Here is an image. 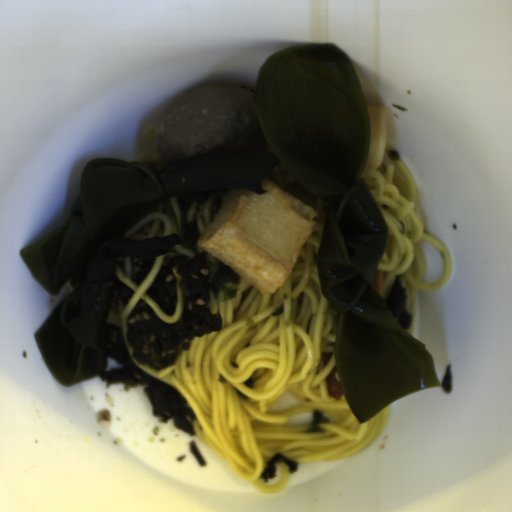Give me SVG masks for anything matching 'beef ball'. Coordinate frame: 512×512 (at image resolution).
Wrapping results in <instances>:
<instances>
[{
  "label": "beef ball",
  "instance_id": "1",
  "mask_svg": "<svg viewBox=\"0 0 512 512\" xmlns=\"http://www.w3.org/2000/svg\"><path fill=\"white\" fill-rule=\"evenodd\" d=\"M254 93L209 83L184 95L158 119L155 147L161 163L224 147L237 139H262Z\"/></svg>",
  "mask_w": 512,
  "mask_h": 512
}]
</instances>
